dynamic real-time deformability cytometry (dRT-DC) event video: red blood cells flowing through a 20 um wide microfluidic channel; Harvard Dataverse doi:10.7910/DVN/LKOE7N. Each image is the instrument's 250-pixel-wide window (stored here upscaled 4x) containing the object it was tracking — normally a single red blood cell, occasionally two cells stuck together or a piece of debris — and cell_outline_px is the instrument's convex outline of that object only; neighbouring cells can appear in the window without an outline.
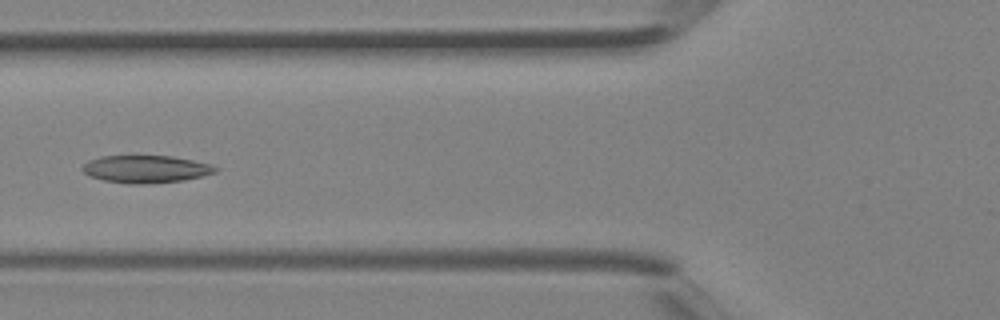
{"species": "Egyptian fruit bat (a non-hibernating species)", "species_latin": "Rousettus aegyptiacus", "temperature_condition": "room temperature", "stored_images_in_passage": 26, "camera_frame_rate_fps": 3000, "um_per_image_px": 0.085, "animal": {"sex": "female"}, "frame": {"image": 1, "passage_image": 4, "time_ms": 1.0, "image_size_px": [1000, 320], "cell_outline_px": [[220, 168], [216, 172], [184, 180], [140, 184], [128, 184], [104, 180], [88, 176], [80, 168], [88, 160], [100, 156], [172, 156], [212, 164]], "centroid_in_image_um": [12.38, 14.37], "position_along_channel_um": 113.4, "area_um2": 21.33}}
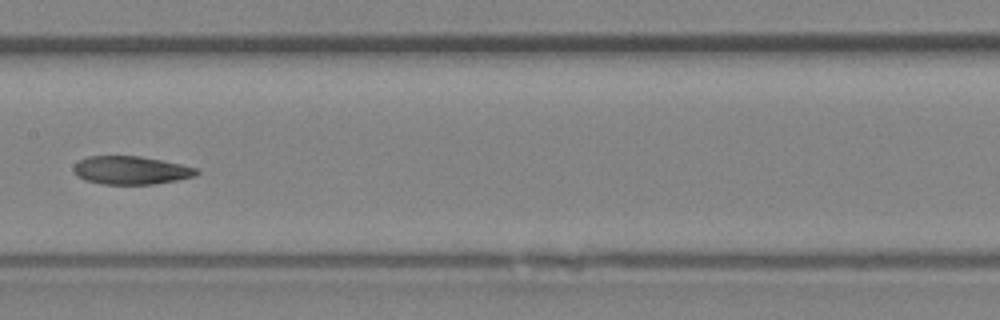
{"frame": {"image": 2, "passage_image": 9, "time_ms": 2.667, "image_size_px": [1000, 320], "cell_outline_px": [[200, 172], [192, 176], [176, 180], [152, 184], [100, 184], [84, 180], [76, 176], [72, 168], [80, 160], [88, 156], [140, 156], [180, 164], [196, 168]], "centroid_in_image_um": [11.07, 14.47], "position_along_channel_um": 196.3, "area_um2": 20.06}}
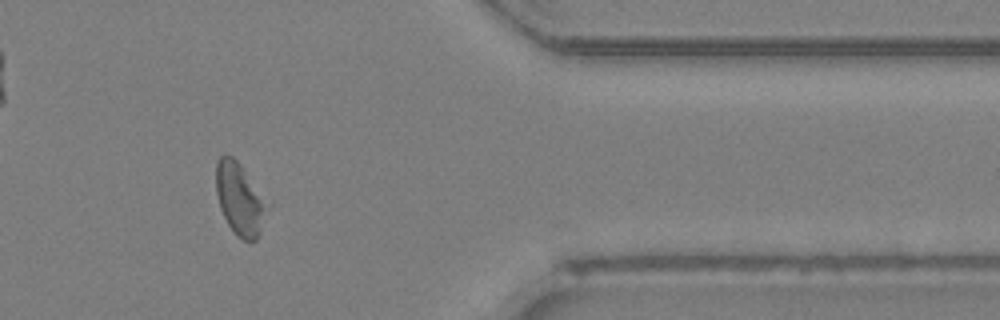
{"frame": {"image": 3, "passage_image": 22, "time_ms": 7.0, "image_size_px": [1000, 320], "cell_outline_px": [[272, 204], [260, 236], [256, 240], [248, 244], [236, 236], [228, 224], [220, 208], [216, 192], [216, 160], [224, 152], [232, 156], [240, 164], [272, 200]], "centroid_in_image_um": [20.49, 16.94], "position_along_channel_um": 390.9, "area_um2": 23.06}}